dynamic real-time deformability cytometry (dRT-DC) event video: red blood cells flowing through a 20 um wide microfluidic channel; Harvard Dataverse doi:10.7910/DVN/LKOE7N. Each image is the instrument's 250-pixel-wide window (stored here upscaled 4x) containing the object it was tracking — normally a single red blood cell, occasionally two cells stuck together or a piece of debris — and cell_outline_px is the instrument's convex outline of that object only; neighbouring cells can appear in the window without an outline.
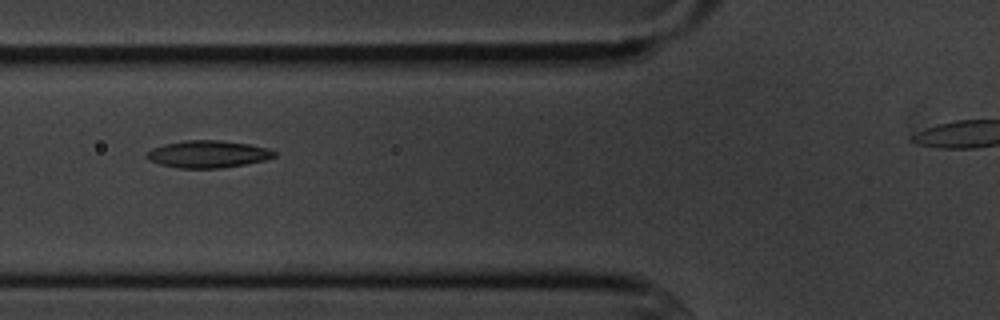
{"species": "common noctule bat (a hibernating species)", "species_latin": "Nyctalus noctula", "temperature_condition": "cold", "stored_images_in_passage": 7, "segment_of_instrument_passage": [1, 2], "camera_frame_rate_fps": 3000, "um_per_image_px": 0.085, "animal": {"sex": "male", "body_mass_g": 20.1, "forearm_length_mm": 53.5}, "frame": {"image": 1, "passage_image": 2, "time_ms": 1.333, "image_size_px": [1000, 320], "cell_outline_px": [[276, 156], [264, 160], [244, 164], [220, 168], [180, 168], [160, 164], [148, 160], [144, 156], [144, 152], [152, 148], [164, 144], [184, 140], [220, 140], [248, 144], [268, 148], [276, 152]], "centroid_in_image_um": [17.62, 13.09], "position_along_channel_um": 108.2, "area_um2": 20.29}}
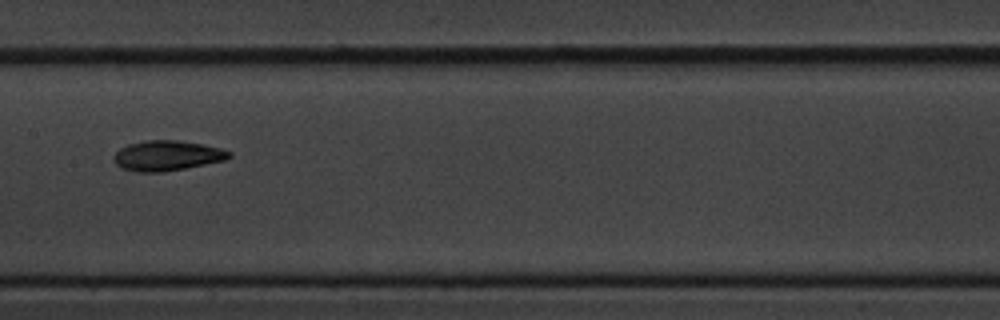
{"frame": {"image": 2, "passage_image": 4, "time_ms": 3.667, "image_size_px": [1000, 320], "cell_outline_px": [[232, 156], [224, 160], [164, 172], [136, 172], [124, 168], [116, 164], [112, 160], [112, 156], [120, 148], [128, 144], [144, 140], [176, 140], [204, 144], [220, 148], [232, 152]], "centroid_in_image_um": [14.18, 13.22], "position_along_channel_um": 193.2, "area_um2": 20.29}}
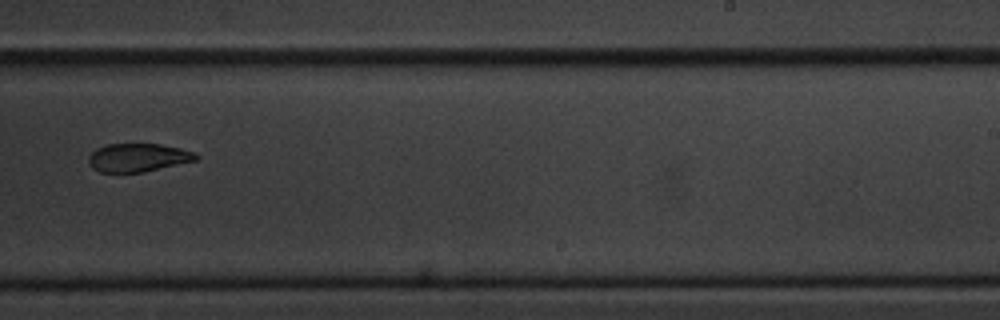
{"frame": {"image": 3, "passage_image": 6, "time_ms": 6.0, "image_size_px": [1000, 320], "cell_outline_px": [[200, 156], [196, 160], [144, 172], [100, 172], [92, 168], [88, 164], [88, 156], [96, 148], [108, 144], [160, 144], [180, 148], [196, 152]], "centroid_in_image_um": [11.72, 13.39], "position_along_channel_um": 277.3, "area_um2": 17.8}}